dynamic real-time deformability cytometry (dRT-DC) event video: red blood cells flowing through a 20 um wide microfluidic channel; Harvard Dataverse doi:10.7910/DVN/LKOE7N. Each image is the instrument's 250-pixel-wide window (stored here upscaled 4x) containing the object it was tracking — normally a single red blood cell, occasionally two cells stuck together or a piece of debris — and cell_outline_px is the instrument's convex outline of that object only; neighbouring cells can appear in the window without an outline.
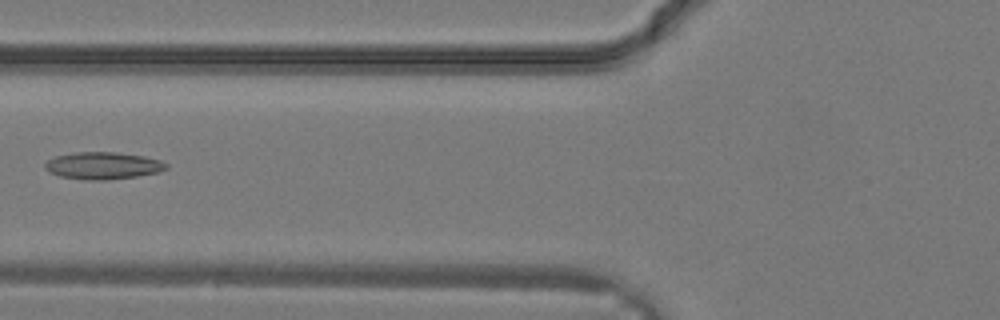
{"species": "common noctule bat (a hibernating species)", "species_latin": "Nyctalus noctula", "temperature_condition": "warm", "stored_images_in_passage": 9, "camera_frame_rate_fps": 3000, "um_per_image_px": 0.085, "animal": {"sex": "male", "body_mass_g": 19.2, "forearm_length_mm": 51.8}, "frame": {"image": 1, "passage_image": 6, "time_ms": 1.667, "image_size_px": [1000, 320], "cell_outline_px": [[168, 168], [156, 172], [136, 176], [108, 180], [84, 180], [60, 176], [48, 172], [44, 168], [44, 164], [48, 160], [56, 156], [72, 152], [116, 152], [144, 156], [160, 160], [168, 164]], "centroid_in_image_um": [8.72, 14.08], "position_along_channel_um": 117.1, "area_um2": 19.25}}
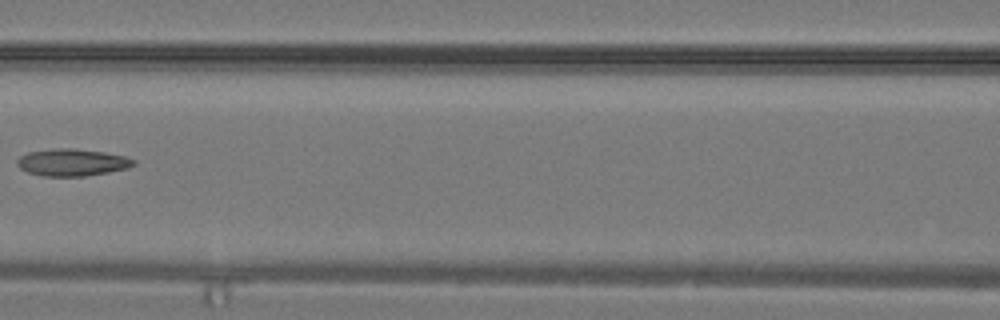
{"frame": {"image": 2, "passage_image": 8, "time_ms": 2.333, "image_size_px": [1000, 320], "cell_outline_px": [[136, 164], [128, 168], [108, 172], [84, 176], [44, 176], [28, 172], [20, 168], [16, 164], [16, 160], [20, 156], [28, 152], [56, 148], [72, 148], [104, 152], [124, 156], [136, 160]], "centroid_in_image_um": [6.13, 13.8], "position_along_channel_um": 160.5, "area_um2": 18.38}}